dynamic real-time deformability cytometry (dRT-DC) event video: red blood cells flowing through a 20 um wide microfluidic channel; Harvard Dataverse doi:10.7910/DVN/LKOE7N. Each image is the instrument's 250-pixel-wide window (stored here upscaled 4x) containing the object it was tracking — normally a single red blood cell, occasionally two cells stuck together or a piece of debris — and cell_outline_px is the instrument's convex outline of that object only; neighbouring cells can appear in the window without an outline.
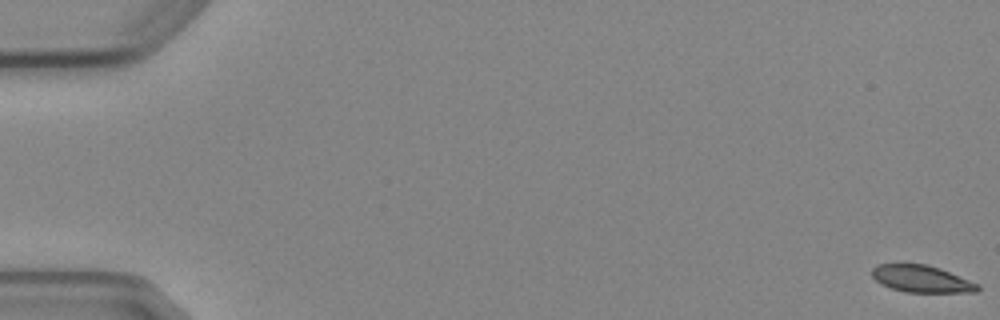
{"species": "Egyptian fruit bat (a non-hibernating species)", "species_latin": "Rousettus aegyptiacus", "temperature_condition": "cold", "stored_images_in_passage": 7, "camera_frame_rate_fps": 3000, "um_per_image_px": 0.085, "animal": {"sex": "female"}, "frame": {"image": 1, "passage_image": 1, "time_ms": 0.0, "image_size_px": [1000, 320], "cell_outline_px": [[980, 288], [976, 292], [904, 292], [880, 284], [872, 276], [872, 268], [876, 264], [900, 260], [924, 264], [940, 268], [980, 284]], "centroid_in_image_um": [78.26, 23.65], "position_along_channel_um": 6.7, "area_um2": 17.34}}
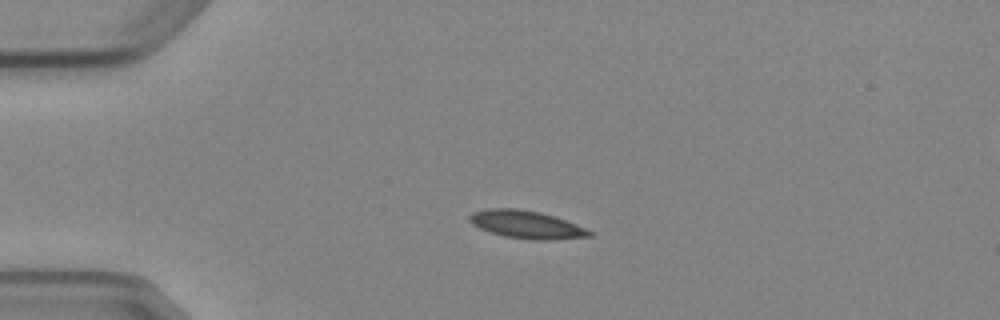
{"frame": {"image": 2, "passage_image": 5, "time_ms": 4.333, "image_size_px": [1000, 320], "cell_outline_px": [[592, 236], [548, 240], [536, 240], [504, 236], [480, 228], [472, 224], [468, 220], [468, 216], [472, 212], [488, 208], [520, 208], [540, 212], [564, 220], [584, 228], [592, 232]], "centroid_in_image_um": [44.69, 19.07], "position_along_channel_um": 40.3, "area_um2": 19.19}}
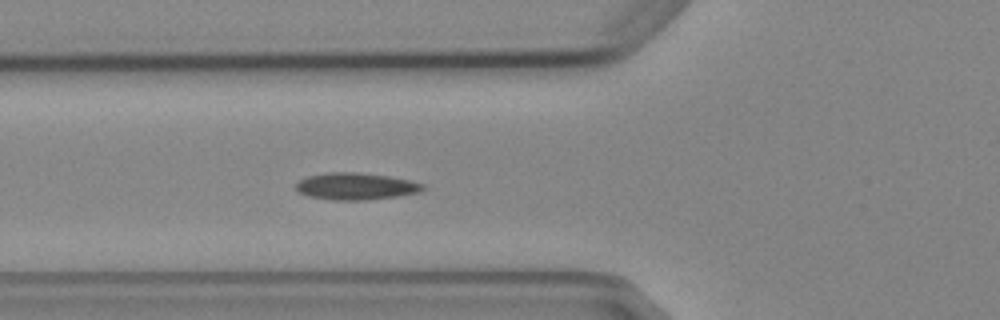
{"frame": {"image": 3, "passage_image": 7, "time_ms": 6.667, "image_size_px": [1000, 320], "cell_outline_px": [[428, 188], [420, 192], [396, 196], [368, 200], [332, 200], [308, 196], [300, 192], [296, 188], [296, 184], [300, 180], [308, 176], [324, 172], [360, 172], [388, 176], [408, 180], [424, 184]], "centroid_in_image_um": [30.27, 15.83], "position_along_channel_um": 95.5, "area_um2": 20.0}}